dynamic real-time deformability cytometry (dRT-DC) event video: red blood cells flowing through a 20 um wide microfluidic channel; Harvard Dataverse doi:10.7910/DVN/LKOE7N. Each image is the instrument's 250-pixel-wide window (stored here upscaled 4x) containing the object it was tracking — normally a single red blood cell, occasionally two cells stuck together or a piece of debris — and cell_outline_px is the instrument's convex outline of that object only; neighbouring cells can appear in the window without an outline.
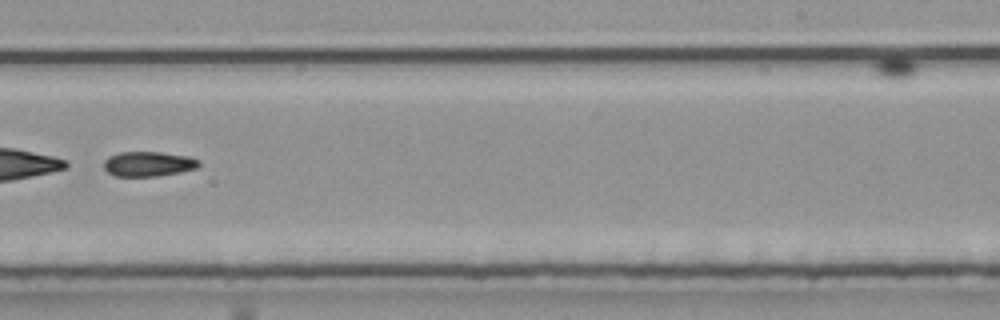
{"species": "common noctule bat (a hibernating species)", "species_latin": "Nyctalus noctula", "temperature_condition": "room temperature", "stored_images_in_passage": 33, "segment_of_instrument_passage": [2, 3], "camera_frame_rate_fps": 3000, "um_per_image_px": 0.085, "animal": {"sex": "male", "body_mass_g": 20.4}, "frame": {"image": 1, "passage_image": 19, "time_ms": 6.0, "image_size_px": [1000, 320], "cell_outline_px": [[200, 164], [196, 168], [180, 172], [160, 176], [116, 176], [108, 172], [104, 168], [104, 160], [108, 156], [120, 152], [160, 152], [188, 156], [200, 160]], "centroid_in_image_um": [12.61, 13.93], "position_along_channel_um": 276.4, "area_um2": 13.81}}